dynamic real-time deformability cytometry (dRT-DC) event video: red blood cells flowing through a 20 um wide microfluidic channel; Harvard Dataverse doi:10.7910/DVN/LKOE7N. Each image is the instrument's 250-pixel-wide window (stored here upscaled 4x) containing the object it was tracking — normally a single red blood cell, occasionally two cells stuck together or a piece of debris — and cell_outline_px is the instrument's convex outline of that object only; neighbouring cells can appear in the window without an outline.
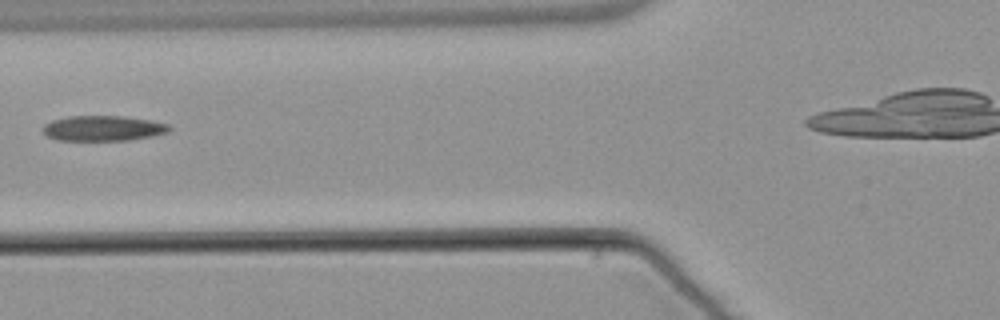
{"species": "common noctule bat (a hibernating species)", "species_latin": "Nyctalus noctula", "temperature_condition": "warm", "stored_images_in_passage": 4, "camera_frame_rate_fps": 3000, "um_per_image_px": 0.085, "animal": {"sex": "male", "body_mass_g": 21.5, "forearm_length_mm": 52.0}, "frame": {"image": 1, "passage_image": 3, "time_ms": 2.667, "image_size_px": [1000, 320], "cell_outline_px": [[172, 128], [168, 132], [152, 136], [128, 140], [56, 140], [48, 136], [40, 128], [44, 124], [52, 120], [68, 116], [124, 116], [152, 120], [168, 124]], "centroid_in_image_um": [8.76, 10.9], "position_along_channel_um": 117.0, "area_um2": 18.73}}